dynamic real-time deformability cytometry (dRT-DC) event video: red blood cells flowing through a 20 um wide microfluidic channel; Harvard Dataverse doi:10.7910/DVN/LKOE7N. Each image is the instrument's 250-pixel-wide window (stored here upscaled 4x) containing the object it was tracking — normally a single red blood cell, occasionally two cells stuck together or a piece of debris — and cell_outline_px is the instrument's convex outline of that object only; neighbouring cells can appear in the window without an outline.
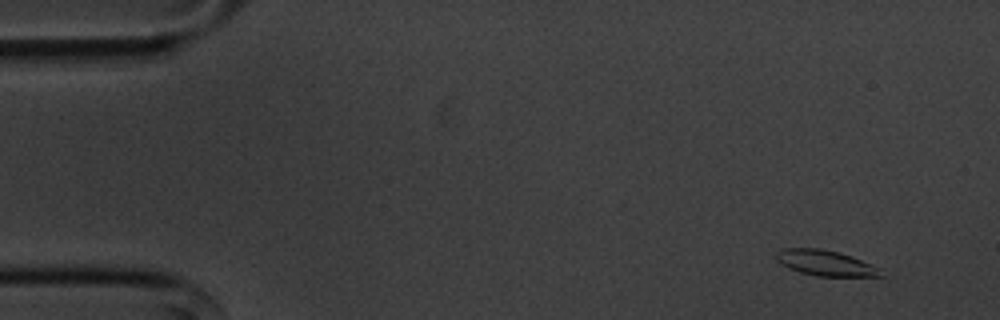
{"species": "common noctule bat (a hibernating species)", "species_latin": "Nyctalus noctula", "temperature_condition": "cold", "stored_images_in_passage": 58, "segment_of_instrument_passage": [1, 2], "camera_frame_rate_fps": 3000, "um_per_image_px": 0.085, "animal": {"sex": "male", "body_mass_g": 20.1, "forearm_length_mm": 53.5}, "frame": {"image": 1, "passage_image": 5, "time_ms": 1.333, "image_size_px": [1000, 320], "cell_outline_px": [[884, 276], [816, 276], [800, 272], [780, 264], [776, 260], [776, 252], [780, 248], [820, 248], [840, 252], [852, 256], [884, 268]], "centroid_in_image_um": [70.22, 22.35], "position_along_channel_um": 14.8, "area_um2": 15.95}}
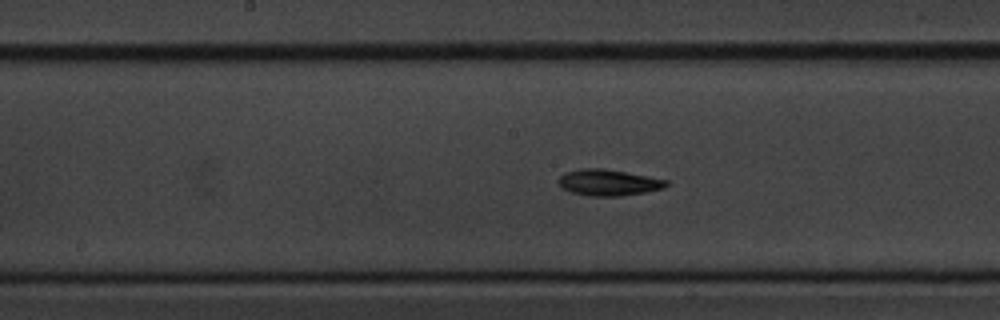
{"frame": {"image": 2, "passage_image": 29, "time_ms": 9.333, "image_size_px": [1000, 320], "cell_outline_px": [[668, 184], [664, 188], [644, 192], [620, 196], [588, 196], [572, 192], [560, 188], [556, 180], [564, 172], [580, 168], [604, 168], [648, 176], [668, 180]], "centroid_in_image_um": [51.66, 15.51], "position_along_channel_um": 196.5, "area_um2": 16.65}}
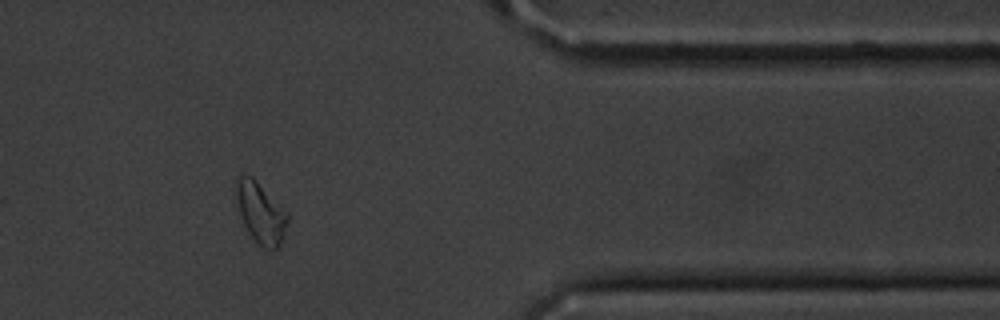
{"frame": {"image": 3, "passage_image": 47, "time_ms": 15.333, "image_size_px": [1000, 320], "cell_outline_px": [[288, 220], [284, 236], [280, 244], [276, 248], [264, 248], [248, 232], [244, 224], [240, 212], [236, 196], [236, 180], [240, 176], [252, 176], [288, 212]], "centroid_in_image_um": [22.18, 18.07], "position_along_channel_um": 389.2, "area_um2": 17.8}}